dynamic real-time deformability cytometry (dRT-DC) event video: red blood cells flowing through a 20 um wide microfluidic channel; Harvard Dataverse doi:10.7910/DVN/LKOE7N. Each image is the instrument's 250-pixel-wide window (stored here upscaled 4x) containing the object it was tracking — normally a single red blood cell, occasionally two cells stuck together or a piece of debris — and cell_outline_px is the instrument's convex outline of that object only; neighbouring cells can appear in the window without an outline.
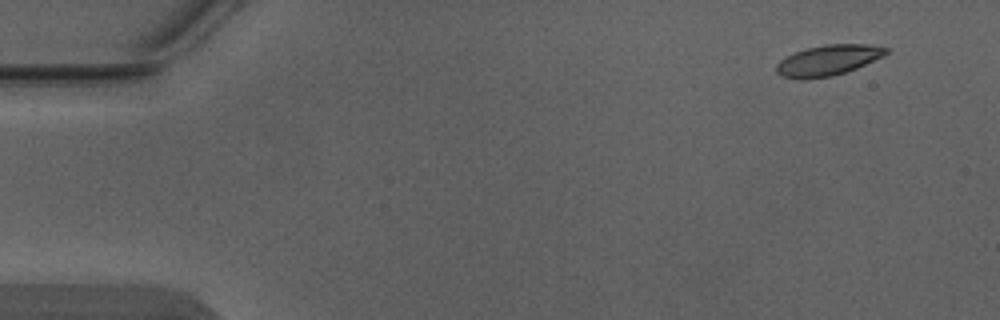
{"species": "Egyptian fruit bat (a non-hibernating species)", "species_latin": "Rousettus aegyptiacus", "temperature_condition": "warm", "stored_images_in_passage": 4, "camera_frame_rate_fps": 3000, "um_per_image_px": 0.085, "animal": {"sex": "male"}, "frame": {"image": 1, "passage_image": 1, "time_ms": 0.0, "image_size_px": [1000, 320], "cell_outline_px": [[888, 52], [884, 56], [856, 68], [832, 76], [800, 80], [780, 76], [776, 72], [776, 64], [780, 60], [796, 52], [808, 48], [824, 44], [868, 44], [888, 48]], "centroid_in_image_um": [70.37, 5.13], "position_along_channel_um": 14.6, "area_um2": 19.48}}
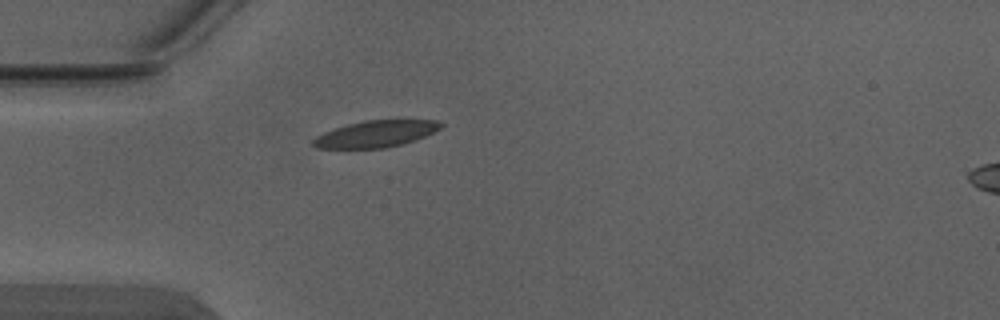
{"frame": {"image": 2, "passage_image": 4, "time_ms": 1.0, "image_size_px": [1000, 320], "cell_outline_px": [[444, 124], [440, 128], [424, 136], [400, 144], [384, 148], [316, 148], [312, 144], [312, 140], [316, 136], [324, 132], [348, 124], [364, 120], [436, 120]], "centroid_in_image_um": [31.9, 11.37], "position_along_channel_um": 53.1, "area_um2": 19.48}}